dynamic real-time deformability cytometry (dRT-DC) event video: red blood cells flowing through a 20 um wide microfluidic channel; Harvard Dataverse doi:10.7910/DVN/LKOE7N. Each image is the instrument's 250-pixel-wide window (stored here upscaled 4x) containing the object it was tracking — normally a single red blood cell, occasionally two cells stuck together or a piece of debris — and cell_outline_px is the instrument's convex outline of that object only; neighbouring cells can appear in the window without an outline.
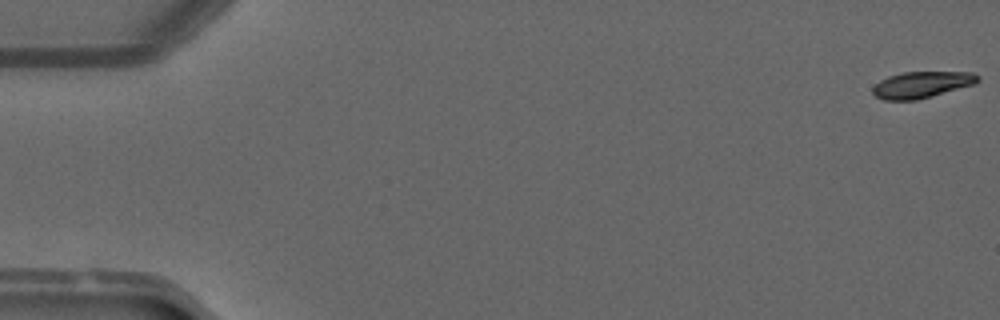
{"species": "common noctule bat (a hibernating species)", "species_latin": "Nyctalus noctula", "temperature_condition": "warm", "stored_images_in_passage": 28, "camera_frame_rate_fps": 3000, "um_per_image_px": 0.085, "animal": {"sex": "male", "forearm_length_mm": 52.5}, "frame": {"image": 1, "passage_image": 1, "time_ms": 0.0, "image_size_px": [1000, 320], "cell_outline_px": [[980, 80], [976, 84], [932, 96], [916, 100], [884, 100], [876, 96], [872, 92], [872, 88], [880, 80], [888, 76], [904, 72], [972, 72], [980, 76]], "centroid_in_image_um": [78.37, 7.19], "position_along_channel_um": 6.6, "area_um2": 16.24}}
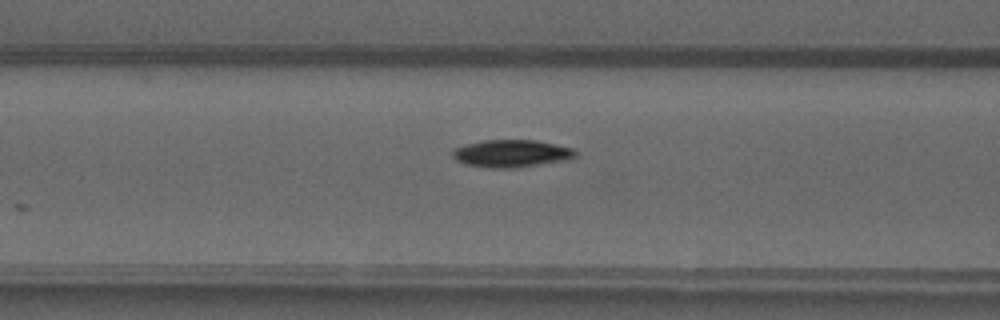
{"frame": {"image": 2, "passage_image": 21, "time_ms": 6.667, "image_size_px": [1000, 320], "cell_outline_px": [[576, 156], [572, 160], [516, 168], [492, 168], [468, 164], [456, 160], [452, 156], [452, 152], [456, 148], [468, 144], [484, 140], [536, 140], [572, 148], [576, 152]], "centroid_in_image_um": [43.54, 13.06], "position_along_channel_um": 123.1, "area_um2": 19.65}}
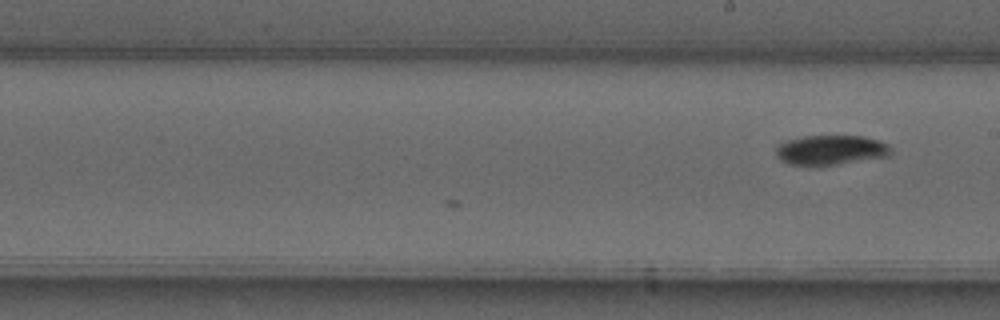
{"frame": {"image": 3, "passage_image": 28, "time_ms": 9.0, "image_size_px": [1000, 320], "cell_outline_px": [[892, 152], [888, 156], [840, 164], [788, 164], [780, 160], [776, 156], [776, 148], [780, 144], [788, 140], [804, 136], [864, 136], [880, 140], [888, 144], [892, 148]], "centroid_in_image_um": [70.66, 12.74], "position_along_channel_um": 218.3, "area_um2": 19.77}}